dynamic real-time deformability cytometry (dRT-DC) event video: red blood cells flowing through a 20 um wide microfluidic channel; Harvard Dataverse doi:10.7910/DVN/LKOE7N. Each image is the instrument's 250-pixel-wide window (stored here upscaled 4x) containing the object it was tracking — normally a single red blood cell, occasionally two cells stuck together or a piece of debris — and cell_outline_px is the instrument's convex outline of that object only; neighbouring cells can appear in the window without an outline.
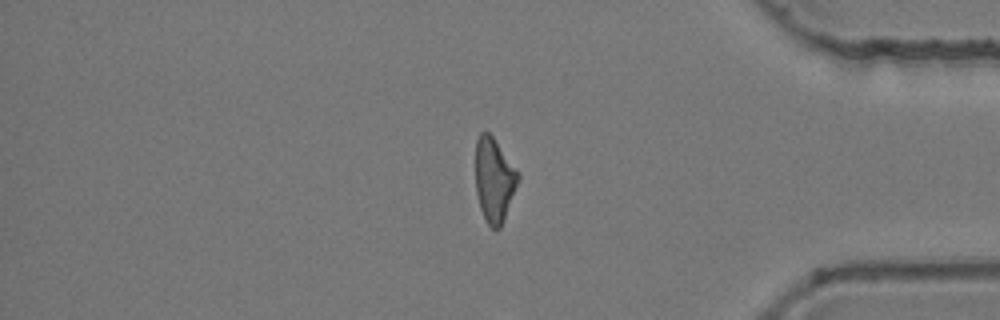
{"species": "common noctule bat (a hibernating species)", "species_latin": "Nyctalus noctula", "temperature_condition": "room temperature", "stored_images_in_passage": 56, "camera_frame_rate_fps": 3000, "um_per_image_px": 0.085, "animal": {"sex": "female", "body_mass_g": 24.6, "forearm_length_mm": 56.2}, "frame": {"image": 1, "passage_image": 46, "time_ms": 15.0, "image_size_px": [1000, 320], "cell_outline_px": [[520, 180], [504, 220], [500, 228], [492, 228], [488, 224], [480, 208], [476, 192], [476, 140], [480, 132], [488, 132], [492, 136], [520, 176]], "centroid_in_image_um": [42.0, 15.31], "position_along_channel_um": 393.2, "area_um2": 20.58}}